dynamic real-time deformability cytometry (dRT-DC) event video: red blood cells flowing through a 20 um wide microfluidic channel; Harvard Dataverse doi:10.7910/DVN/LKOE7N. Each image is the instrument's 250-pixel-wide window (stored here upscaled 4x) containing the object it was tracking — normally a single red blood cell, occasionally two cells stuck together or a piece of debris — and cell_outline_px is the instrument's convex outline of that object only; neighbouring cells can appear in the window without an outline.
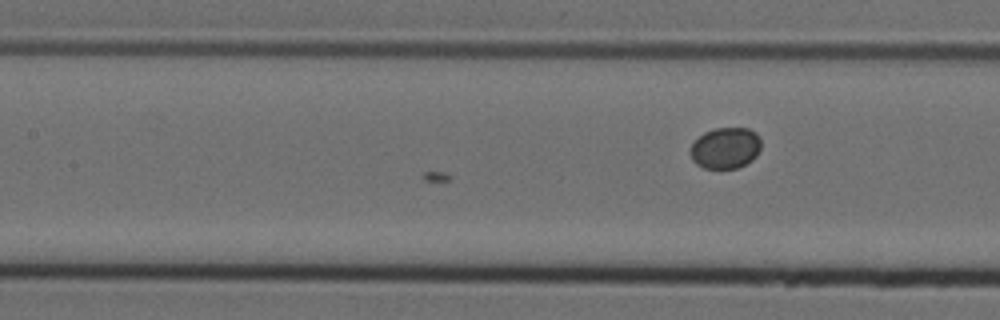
{"species": "Egyptian fruit bat (a non-hibernating species)", "species_latin": "Rousettus aegyptiacus", "temperature_condition": "cold", "stored_images_in_passage": 10, "camera_frame_rate_fps": 3000, "um_per_image_px": 0.085, "animal": {"sex": "female"}, "frame": {"image": 1, "passage_image": 10, "time_ms": 3.0, "image_size_px": [1000, 320], "cell_outline_px": [[760, 148], [756, 156], [752, 160], [736, 168], [704, 168], [696, 164], [692, 160], [688, 152], [688, 148], [704, 132], [716, 128], [748, 128], [756, 132], [760, 136]], "centroid_in_image_um": [61.64, 12.57], "position_along_channel_um": 145.8, "area_um2": 17.11}}